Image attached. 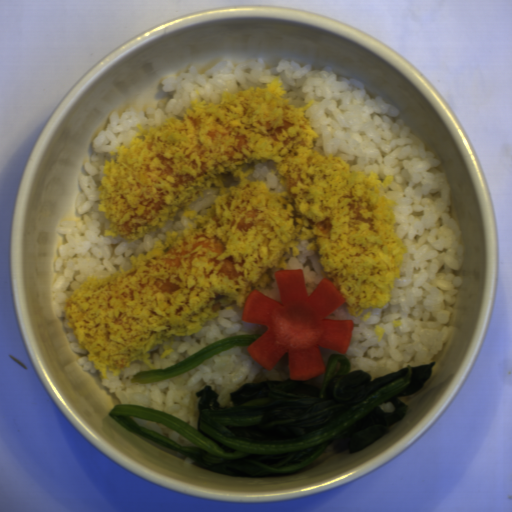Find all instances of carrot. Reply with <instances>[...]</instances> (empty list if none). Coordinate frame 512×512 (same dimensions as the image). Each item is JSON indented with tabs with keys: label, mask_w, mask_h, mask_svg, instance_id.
Instances as JSON below:
<instances>
[{
	"label": "carrot",
	"mask_w": 512,
	"mask_h": 512,
	"mask_svg": "<svg viewBox=\"0 0 512 512\" xmlns=\"http://www.w3.org/2000/svg\"><path fill=\"white\" fill-rule=\"evenodd\" d=\"M280 302L258 289L243 304L241 321L267 330L247 346L252 359L267 370L288 353V376L308 381L326 372L321 348L345 354L354 330L352 319H328L346 301L333 282L323 278L308 293L303 269L274 272Z\"/></svg>",
	"instance_id": "carrot-1"
}]
</instances>
